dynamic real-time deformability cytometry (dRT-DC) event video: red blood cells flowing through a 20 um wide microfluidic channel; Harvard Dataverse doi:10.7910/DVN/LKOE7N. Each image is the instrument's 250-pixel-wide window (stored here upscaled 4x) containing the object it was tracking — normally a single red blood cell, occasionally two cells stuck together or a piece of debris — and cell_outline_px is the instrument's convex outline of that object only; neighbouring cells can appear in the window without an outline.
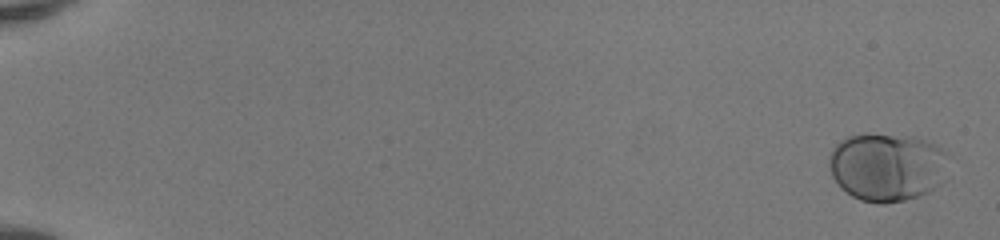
{"species": "human", "species_latin": "Homo sapiens", "temperature_condition": "room temperature", "stored_images_in_passage": 51, "camera_frame_rate_fps": 3000, "um_per_image_px": 0.085, "donor": {"sex": "female"}, "frame": {"image": 1, "passage_image": 1, "time_ms": 0.0, "image_size_px": [1000, 240], "cell_outline_px": [[948, 156], [936, 184], [928, 192], [904, 200], [884, 204], [880, 204], [860, 200], [852, 196], [840, 188], [832, 176], [828, 164], [828, 160], [832, 148], [840, 140], [848, 136], [864, 132], [912, 136], [936, 144], [948, 152]], "centroid_in_image_um": [75.3, 14.15], "position_along_channel_um": 9.7, "area_um2": 47.57}}
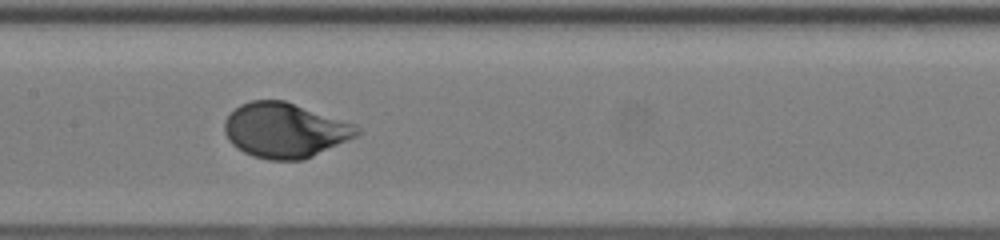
{"frame": {"image": 2, "passage_image": 28, "time_ms": 9.0, "image_size_px": [1000, 240], "cell_outline_px": [[360, 132], [356, 136], [304, 160], [268, 160], [252, 156], [236, 148], [228, 140], [224, 132], [224, 120], [240, 104], [252, 100], [284, 100], [356, 124], [360, 128]], "centroid_in_image_um": [24.2, 11.07], "position_along_channel_um": 183.2, "area_um2": 42.37}}
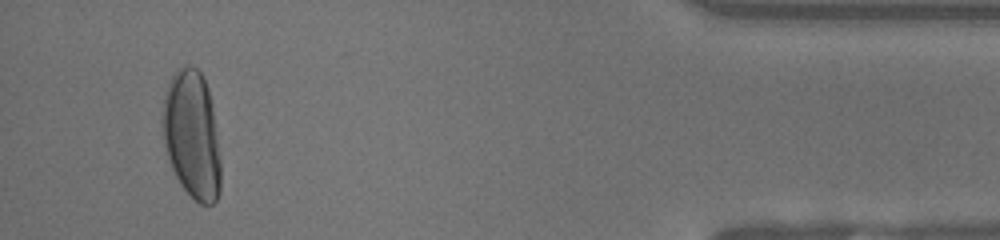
{"frame": {"image": 3, "passage_image": 49, "time_ms": 16.0, "image_size_px": [1000, 240], "cell_outline_px": [[220, 192], [216, 200], [212, 204], [200, 204], [180, 184], [172, 168], [164, 144], [164, 92], [172, 76], [180, 68], [196, 68], [200, 72], [208, 88], [212, 104], [220, 160]], "centroid_in_image_um": [16.33, 11.5], "position_along_channel_um": 418.9, "area_um2": 42.48}, "authors_computed_cell_mechanics": {"area_um2": 42.483, "velocity_mm_per_s": 4.1254, "shape_relaxation_time_tau1_ms": 2.4729, "shape_relaxation_time_tau2_ms": null, "deformation_change_tau1": 0.1638, "deformation_change_tau2": null}}